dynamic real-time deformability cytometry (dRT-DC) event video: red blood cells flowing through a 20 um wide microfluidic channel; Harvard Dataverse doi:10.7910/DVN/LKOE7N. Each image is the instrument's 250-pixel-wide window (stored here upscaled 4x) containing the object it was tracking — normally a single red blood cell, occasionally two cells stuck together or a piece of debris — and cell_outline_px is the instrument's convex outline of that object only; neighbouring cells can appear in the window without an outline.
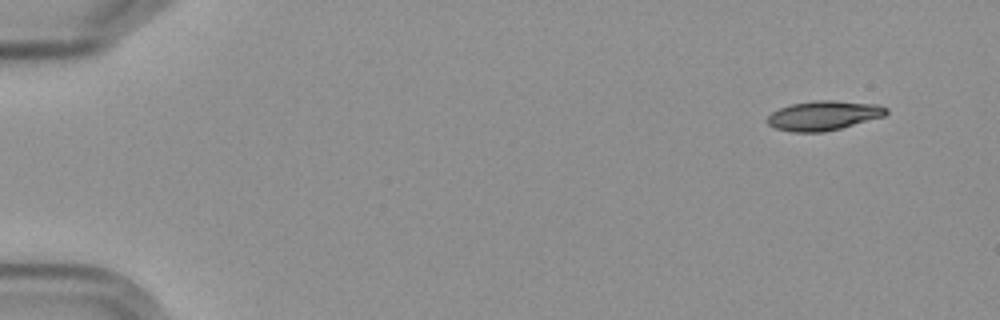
{"species": "Egyptian fruit bat (a non-hibernating species)", "species_latin": "Rousettus aegyptiacus", "temperature_condition": "cold", "stored_images_in_passage": 5, "camera_frame_rate_fps": 3000, "um_per_image_px": 0.085, "frame": {"image": 1, "passage_image": 1, "time_ms": 0.0, "image_size_px": [1000, 320], "cell_outline_px": [[888, 112], [884, 116], [840, 128], [824, 132], [792, 132], [776, 128], [768, 124], [764, 120], [772, 112], [780, 108], [792, 104], [816, 100], [832, 100], [880, 104], [888, 108]], "centroid_in_image_um": [70.01, 9.81], "position_along_channel_um": 15.0, "area_um2": 20.46}}
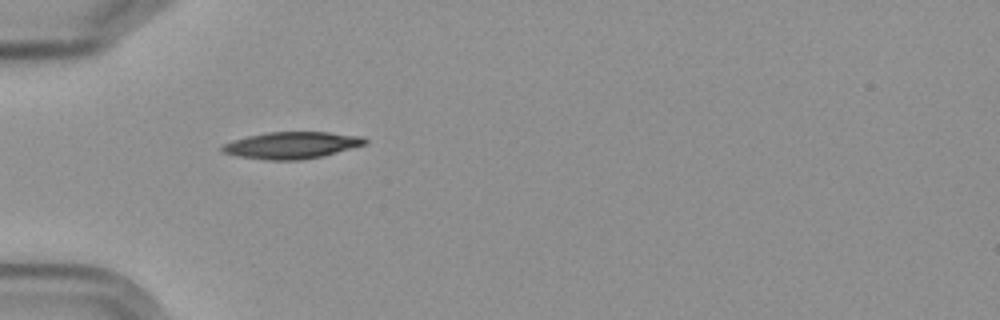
{"frame": {"image": 2, "passage_image": 5, "time_ms": 4.667, "image_size_px": [1000, 320], "cell_outline_px": [[368, 144], [324, 156], [300, 160], [268, 160], [236, 156], [224, 152], [220, 148], [224, 144], [232, 140], [248, 136], [268, 132], [328, 132], [364, 136], [368, 140]], "centroid_in_image_um": [24.85, 12.34], "position_along_channel_um": 60.1, "area_um2": 22.48}}